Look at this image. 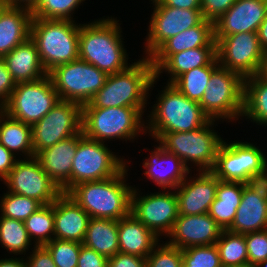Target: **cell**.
I'll return each mask as SVG.
<instances>
[{
	"label": "cell",
	"instance_id": "1",
	"mask_svg": "<svg viewBox=\"0 0 267 267\" xmlns=\"http://www.w3.org/2000/svg\"><path fill=\"white\" fill-rule=\"evenodd\" d=\"M142 58L123 71L109 74L104 86L82 108H146L149 91L157 79L150 58Z\"/></svg>",
	"mask_w": 267,
	"mask_h": 267
},
{
	"label": "cell",
	"instance_id": "2",
	"mask_svg": "<svg viewBox=\"0 0 267 267\" xmlns=\"http://www.w3.org/2000/svg\"><path fill=\"white\" fill-rule=\"evenodd\" d=\"M118 22L117 19L107 17L80 24L79 59L96 66L108 75L130 66Z\"/></svg>",
	"mask_w": 267,
	"mask_h": 267
},
{
	"label": "cell",
	"instance_id": "3",
	"mask_svg": "<svg viewBox=\"0 0 267 267\" xmlns=\"http://www.w3.org/2000/svg\"><path fill=\"white\" fill-rule=\"evenodd\" d=\"M128 166L118 175L73 186L67 194L91 218L119 220L130 213L132 186L126 183Z\"/></svg>",
	"mask_w": 267,
	"mask_h": 267
},
{
	"label": "cell",
	"instance_id": "4",
	"mask_svg": "<svg viewBox=\"0 0 267 267\" xmlns=\"http://www.w3.org/2000/svg\"><path fill=\"white\" fill-rule=\"evenodd\" d=\"M79 31L80 24L75 20L32 18L30 38L36 43L47 73L79 59Z\"/></svg>",
	"mask_w": 267,
	"mask_h": 267
},
{
	"label": "cell",
	"instance_id": "5",
	"mask_svg": "<svg viewBox=\"0 0 267 267\" xmlns=\"http://www.w3.org/2000/svg\"><path fill=\"white\" fill-rule=\"evenodd\" d=\"M216 120L210 119L203 127L186 132H148L166 152L176 155L191 171L188 164L199 171H211L223 139L212 129ZM215 131V132H214ZM159 141V142H158ZM190 161V162H189ZM188 163V164H187Z\"/></svg>",
	"mask_w": 267,
	"mask_h": 267
},
{
	"label": "cell",
	"instance_id": "6",
	"mask_svg": "<svg viewBox=\"0 0 267 267\" xmlns=\"http://www.w3.org/2000/svg\"><path fill=\"white\" fill-rule=\"evenodd\" d=\"M147 122V132H186L203 127L210 118L199 102L188 99L172 84L161 90Z\"/></svg>",
	"mask_w": 267,
	"mask_h": 267
},
{
	"label": "cell",
	"instance_id": "7",
	"mask_svg": "<svg viewBox=\"0 0 267 267\" xmlns=\"http://www.w3.org/2000/svg\"><path fill=\"white\" fill-rule=\"evenodd\" d=\"M144 108H82V132L89 139L105 143L111 139L132 140L146 132ZM144 132V133H143Z\"/></svg>",
	"mask_w": 267,
	"mask_h": 267
},
{
	"label": "cell",
	"instance_id": "8",
	"mask_svg": "<svg viewBox=\"0 0 267 267\" xmlns=\"http://www.w3.org/2000/svg\"><path fill=\"white\" fill-rule=\"evenodd\" d=\"M199 105L212 120H238L244 109V78L219 65L212 72Z\"/></svg>",
	"mask_w": 267,
	"mask_h": 267
},
{
	"label": "cell",
	"instance_id": "9",
	"mask_svg": "<svg viewBox=\"0 0 267 267\" xmlns=\"http://www.w3.org/2000/svg\"><path fill=\"white\" fill-rule=\"evenodd\" d=\"M106 144L89 139L81 131L73 157L71 188L77 184L104 180L118 175L129 161L114 155Z\"/></svg>",
	"mask_w": 267,
	"mask_h": 267
},
{
	"label": "cell",
	"instance_id": "10",
	"mask_svg": "<svg viewBox=\"0 0 267 267\" xmlns=\"http://www.w3.org/2000/svg\"><path fill=\"white\" fill-rule=\"evenodd\" d=\"M48 75L60 100L76 102L81 106L92 99L108 77L106 72L81 59L59 65Z\"/></svg>",
	"mask_w": 267,
	"mask_h": 267
},
{
	"label": "cell",
	"instance_id": "11",
	"mask_svg": "<svg viewBox=\"0 0 267 267\" xmlns=\"http://www.w3.org/2000/svg\"><path fill=\"white\" fill-rule=\"evenodd\" d=\"M60 101L49 75L33 82L16 83L2 110L11 118L32 126Z\"/></svg>",
	"mask_w": 267,
	"mask_h": 267
},
{
	"label": "cell",
	"instance_id": "12",
	"mask_svg": "<svg viewBox=\"0 0 267 267\" xmlns=\"http://www.w3.org/2000/svg\"><path fill=\"white\" fill-rule=\"evenodd\" d=\"M219 65L239 73L244 79L261 72L264 51L257 32L214 35Z\"/></svg>",
	"mask_w": 267,
	"mask_h": 267
},
{
	"label": "cell",
	"instance_id": "13",
	"mask_svg": "<svg viewBox=\"0 0 267 267\" xmlns=\"http://www.w3.org/2000/svg\"><path fill=\"white\" fill-rule=\"evenodd\" d=\"M31 127L35 156L39 151L82 131V106L76 102L60 100Z\"/></svg>",
	"mask_w": 267,
	"mask_h": 267
},
{
	"label": "cell",
	"instance_id": "14",
	"mask_svg": "<svg viewBox=\"0 0 267 267\" xmlns=\"http://www.w3.org/2000/svg\"><path fill=\"white\" fill-rule=\"evenodd\" d=\"M265 154L253 143L223 140L211 172L222 181L246 183L248 177L264 170Z\"/></svg>",
	"mask_w": 267,
	"mask_h": 267
},
{
	"label": "cell",
	"instance_id": "15",
	"mask_svg": "<svg viewBox=\"0 0 267 267\" xmlns=\"http://www.w3.org/2000/svg\"><path fill=\"white\" fill-rule=\"evenodd\" d=\"M3 181L8 192L35 199L42 205L53 203L63 193L35 157L18 159Z\"/></svg>",
	"mask_w": 267,
	"mask_h": 267
},
{
	"label": "cell",
	"instance_id": "16",
	"mask_svg": "<svg viewBox=\"0 0 267 267\" xmlns=\"http://www.w3.org/2000/svg\"><path fill=\"white\" fill-rule=\"evenodd\" d=\"M139 189L133 188L131 193L130 212L140 220L158 238L172 230L178 217V199L172 190L154 192L139 196Z\"/></svg>",
	"mask_w": 267,
	"mask_h": 267
},
{
	"label": "cell",
	"instance_id": "17",
	"mask_svg": "<svg viewBox=\"0 0 267 267\" xmlns=\"http://www.w3.org/2000/svg\"><path fill=\"white\" fill-rule=\"evenodd\" d=\"M151 1L154 10L144 45L147 58L170 37L199 25L204 20L201 9H181L164 6L159 0Z\"/></svg>",
	"mask_w": 267,
	"mask_h": 267
},
{
	"label": "cell",
	"instance_id": "18",
	"mask_svg": "<svg viewBox=\"0 0 267 267\" xmlns=\"http://www.w3.org/2000/svg\"><path fill=\"white\" fill-rule=\"evenodd\" d=\"M223 229L208 214L178 215L167 235L170 245L184 250L192 246L214 245Z\"/></svg>",
	"mask_w": 267,
	"mask_h": 267
},
{
	"label": "cell",
	"instance_id": "19",
	"mask_svg": "<svg viewBox=\"0 0 267 267\" xmlns=\"http://www.w3.org/2000/svg\"><path fill=\"white\" fill-rule=\"evenodd\" d=\"M194 178L186 179L174 190L178 199V215L208 213L216 198L219 179L211 171H198Z\"/></svg>",
	"mask_w": 267,
	"mask_h": 267
},
{
	"label": "cell",
	"instance_id": "20",
	"mask_svg": "<svg viewBox=\"0 0 267 267\" xmlns=\"http://www.w3.org/2000/svg\"><path fill=\"white\" fill-rule=\"evenodd\" d=\"M267 14V0H236L214 22V35L257 32Z\"/></svg>",
	"mask_w": 267,
	"mask_h": 267
},
{
	"label": "cell",
	"instance_id": "21",
	"mask_svg": "<svg viewBox=\"0 0 267 267\" xmlns=\"http://www.w3.org/2000/svg\"><path fill=\"white\" fill-rule=\"evenodd\" d=\"M78 144V134L39 151L34 157L62 192L71 189V169Z\"/></svg>",
	"mask_w": 267,
	"mask_h": 267
},
{
	"label": "cell",
	"instance_id": "22",
	"mask_svg": "<svg viewBox=\"0 0 267 267\" xmlns=\"http://www.w3.org/2000/svg\"><path fill=\"white\" fill-rule=\"evenodd\" d=\"M91 217L67 193L54 201V238L82 243Z\"/></svg>",
	"mask_w": 267,
	"mask_h": 267
},
{
	"label": "cell",
	"instance_id": "23",
	"mask_svg": "<svg viewBox=\"0 0 267 267\" xmlns=\"http://www.w3.org/2000/svg\"><path fill=\"white\" fill-rule=\"evenodd\" d=\"M143 168L146 169L143 174L147 179L163 190H175L190 173L181 159L166 152L160 144L154 147L149 158H145Z\"/></svg>",
	"mask_w": 267,
	"mask_h": 267
},
{
	"label": "cell",
	"instance_id": "24",
	"mask_svg": "<svg viewBox=\"0 0 267 267\" xmlns=\"http://www.w3.org/2000/svg\"><path fill=\"white\" fill-rule=\"evenodd\" d=\"M198 47H216L212 21L204 19L199 25L170 37L149 58L156 70L170 55Z\"/></svg>",
	"mask_w": 267,
	"mask_h": 267
},
{
	"label": "cell",
	"instance_id": "25",
	"mask_svg": "<svg viewBox=\"0 0 267 267\" xmlns=\"http://www.w3.org/2000/svg\"><path fill=\"white\" fill-rule=\"evenodd\" d=\"M32 11L4 6L0 11V58L31 36Z\"/></svg>",
	"mask_w": 267,
	"mask_h": 267
},
{
	"label": "cell",
	"instance_id": "26",
	"mask_svg": "<svg viewBox=\"0 0 267 267\" xmlns=\"http://www.w3.org/2000/svg\"><path fill=\"white\" fill-rule=\"evenodd\" d=\"M2 59L16 83L33 82L48 75L41 64L36 43L31 38L15 47Z\"/></svg>",
	"mask_w": 267,
	"mask_h": 267
},
{
	"label": "cell",
	"instance_id": "27",
	"mask_svg": "<svg viewBox=\"0 0 267 267\" xmlns=\"http://www.w3.org/2000/svg\"><path fill=\"white\" fill-rule=\"evenodd\" d=\"M160 239L131 212L118 220L119 251L147 258Z\"/></svg>",
	"mask_w": 267,
	"mask_h": 267
},
{
	"label": "cell",
	"instance_id": "28",
	"mask_svg": "<svg viewBox=\"0 0 267 267\" xmlns=\"http://www.w3.org/2000/svg\"><path fill=\"white\" fill-rule=\"evenodd\" d=\"M265 229H267V199H262L245 185L241 203L236 210L232 225L227 230L245 235Z\"/></svg>",
	"mask_w": 267,
	"mask_h": 267
},
{
	"label": "cell",
	"instance_id": "29",
	"mask_svg": "<svg viewBox=\"0 0 267 267\" xmlns=\"http://www.w3.org/2000/svg\"><path fill=\"white\" fill-rule=\"evenodd\" d=\"M216 47H198L170 55L156 70L158 80L165 71L170 75L167 83L172 84L180 75L196 67L208 66L215 58Z\"/></svg>",
	"mask_w": 267,
	"mask_h": 267
},
{
	"label": "cell",
	"instance_id": "30",
	"mask_svg": "<svg viewBox=\"0 0 267 267\" xmlns=\"http://www.w3.org/2000/svg\"><path fill=\"white\" fill-rule=\"evenodd\" d=\"M245 185L242 182L219 180L216 198L210 205L208 214L223 230H227L232 225Z\"/></svg>",
	"mask_w": 267,
	"mask_h": 267
},
{
	"label": "cell",
	"instance_id": "31",
	"mask_svg": "<svg viewBox=\"0 0 267 267\" xmlns=\"http://www.w3.org/2000/svg\"><path fill=\"white\" fill-rule=\"evenodd\" d=\"M82 244L110 258L119 252L118 220L91 218Z\"/></svg>",
	"mask_w": 267,
	"mask_h": 267
},
{
	"label": "cell",
	"instance_id": "32",
	"mask_svg": "<svg viewBox=\"0 0 267 267\" xmlns=\"http://www.w3.org/2000/svg\"><path fill=\"white\" fill-rule=\"evenodd\" d=\"M0 140L1 144L15 156L22 153L25 159L34 157L32 127L11 118L2 109H0Z\"/></svg>",
	"mask_w": 267,
	"mask_h": 267
},
{
	"label": "cell",
	"instance_id": "33",
	"mask_svg": "<svg viewBox=\"0 0 267 267\" xmlns=\"http://www.w3.org/2000/svg\"><path fill=\"white\" fill-rule=\"evenodd\" d=\"M243 117L267 126V78L261 73L244 79Z\"/></svg>",
	"mask_w": 267,
	"mask_h": 267
},
{
	"label": "cell",
	"instance_id": "34",
	"mask_svg": "<svg viewBox=\"0 0 267 267\" xmlns=\"http://www.w3.org/2000/svg\"><path fill=\"white\" fill-rule=\"evenodd\" d=\"M219 66L217 57L208 65L180 75L172 85L188 99L200 102L212 72Z\"/></svg>",
	"mask_w": 267,
	"mask_h": 267
},
{
	"label": "cell",
	"instance_id": "35",
	"mask_svg": "<svg viewBox=\"0 0 267 267\" xmlns=\"http://www.w3.org/2000/svg\"><path fill=\"white\" fill-rule=\"evenodd\" d=\"M215 245L223 267L249 264L245 235L223 230Z\"/></svg>",
	"mask_w": 267,
	"mask_h": 267
},
{
	"label": "cell",
	"instance_id": "36",
	"mask_svg": "<svg viewBox=\"0 0 267 267\" xmlns=\"http://www.w3.org/2000/svg\"><path fill=\"white\" fill-rule=\"evenodd\" d=\"M24 224L36 246L50 242L54 239V202L40 207L24 221Z\"/></svg>",
	"mask_w": 267,
	"mask_h": 267
},
{
	"label": "cell",
	"instance_id": "37",
	"mask_svg": "<svg viewBox=\"0 0 267 267\" xmlns=\"http://www.w3.org/2000/svg\"><path fill=\"white\" fill-rule=\"evenodd\" d=\"M31 241L24 222L0 216V243L10 254H23Z\"/></svg>",
	"mask_w": 267,
	"mask_h": 267
},
{
	"label": "cell",
	"instance_id": "38",
	"mask_svg": "<svg viewBox=\"0 0 267 267\" xmlns=\"http://www.w3.org/2000/svg\"><path fill=\"white\" fill-rule=\"evenodd\" d=\"M43 205L32 198L8 192L0 201V216L24 222Z\"/></svg>",
	"mask_w": 267,
	"mask_h": 267
},
{
	"label": "cell",
	"instance_id": "39",
	"mask_svg": "<svg viewBox=\"0 0 267 267\" xmlns=\"http://www.w3.org/2000/svg\"><path fill=\"white\" fill-rule=\"evenodd\" d=\"M85 0H39L32 10V17L73 21V11Z\"/></svg>",
	"mask_w": 267,
	"mask_h": 267
},
{
	"label": "cell",
	"instance_id": "40",
	"mask_svg": "<svg viewBox=\"0 0 267 267\" xmlns=\"http://www.w3.org/2000/svg\"><path fill=\"white\" fill-rule=\"evenodd\" d=\"M181 267H223L217 246H192L182 250Z\"/></svg>",
	"mask_w": 267,
	"mask_h": 267
},
{
	"label": "cell",
	"instance_id": "41",
	"mask_svg": "<svg viewBox=\"0 0 267 267\" xmlns=\"http://www.w3.org/2000/svg\"><path fill=\"white\" fill-rule=\"evenodd\" d=\"M82 243L52 239L43 245L50 253L56 267H77Z\"/></svg>",
	"mask_w": 267,
	"mask_h": 267
},
{
	"label": "cell",
	"instance_id": "42",
	"mask_svg": "<svg viewBox=\"0 0 267 267\" xmlns=\"http://www.w3.org/2000/svg\"><path fill=\"white\" fill-rule=\"evenodd\" d=\"M157 246V247H156ZM182 250L169 243L154 246L146 258V267H181Z\"/></svg>",
	"mask_w": 267,
	"mask_h": 267
},
{
	"label": "cell",
	"instance_id": "43",
	"mask_svg": "<svg viewBox=\"0 0 267 267\" xmlns=\"http://www.w3.org/2000/svg\"><path fill=\"white\" fill-rule=\"evenodd\" d=\"M250 265L264 267L267 264V229L245 234Z\"/></svg>",
	"mask_w": 267,
	"mask_h": 267
},
{
	"label": "cell",
	"instance_id": "44",
	"mask_svg": "<svg viewBox=\"0 0 267 267\" xmlns=\"http://www.w3.org/2000/svg\"><path fill=\"white\" fill-rule=\"evenodd\" d=\"M236 0H201V11L205 20L213 23L220 18Z\"/></svg>",
	"mask_w": 267,
	"mask_h": 267
},
{
	"label": "cell",
	"instance_id": "45",
	"mask_svg": "<svg viewBox=\"0 0 267 267\" xmlns=\"http://www.w3.org/2000/svg\"><path fill=\"white\" fill-rule=\"evenodd\" d=\"M77 267H108V258L82 244Z\"/></svg>",
	"mask_w": 267,
	"mask_h": 267
},
{
	"label": "cell",
	"instance_id": "46",
	"mask_svg": "<svg viewBox=\"0 0 267 267\" xmlns=\"http://www.w3.org/2000/svg\"><path fill=\"white\" fill-rule=\"evenodd\" d=\"M15 86L16 82L7 70L4 60L0 58V109L8 102Z\"/></svg>",
	"mask_w": 267,
	"mask_h": 267
},
{
	"label": "cell",
	"instance_id": "47",
	"mask_svg": "<svg viewBox=\"0 0 267 267\" xmlns=\"http://www.w3.org/2000/svg\"><path fill=\"white\" fill-rule=\"evenodd\" d=\"M32 254L25 261L26 267H56L49 251L42 245H33Z\"/></svg>",
	"mask_w": 267,
	"mask_h": 267
},
{
	"label": "cell",
	"instance_id": "48",
	"mask_svg": "<svg viewBox=\"0 0 267 267\" xmlns=\"http://www.w3.org/2000/svg\"><path fill=\"white\" fill-rule=\"evenodd\" d=\"M108 267H146V258L119 251L108 258Z\"/></svg>",
	"mask_w": 267,
	"mask_h": 267
},
{
	"label": "cell",
	"instance_id": "49",
	"mask_svg": "<svg viewBox=\"0 0 267 267\" xmlns=\"http://www.w3.org/2000/svg\"><path fill=\"white\" fill-rule=\"evenodd\" d=\"M245 184L262 199H267V172L265 169L262 172L250 175Z\"/></svg>",
	"mask_w": 267,
	"mask_h": 267
},
{
	"label": "cell",
	"instance_id": "50",
	"mask_svg": "<svg viewBox=\"0 0 267 267\" xmlns=\"http://www.w3.org/2000/svg\"><path fill=\"white\" fill-rule=\"evenodd\" d=\"M16 156L0 143V179L4 180L14 167Z\"/></svg>",
	"mask_w": 267,
	"mask_h": 267
},
{
	"label": "cell",
	"instance_id": "51",
	"mask_svg": "<svg viewBox=\"0 0 267 267\" xmlns=\"http://www.w3.org/2000/svg\"><path fill=\"white\" fill-rule=\"evenodd\" d=\"M164 6L181 9H201V0H159Z\"/></svg>",
	"mask_w": 267,
	"mask_h": 267
},
{
	"label": "cell",
	"instance_id": "52",
	"mask_svg": "<svg viewBox=\"0 0 267 267\" xmlns=\"http://www.w3.org/2000/svg\"><path fill=\"white\" fill-rule=\"evenodd\" d=\"M39 0H3L5 6L21 7L32 11Z\"/></svg>",
	"mask_w": 267,
	"mask_h": 267
},
{
	"label": "cell",
	"instance_id": "53",
	"mask_svg": "<svg viewBox=\"0 0 267 267\" xmlns=\"http://www.w3.org/2000/svg\"><path fill=\"white\" fill-rule=\"evenodd\" d=\"M259 44L264 52H267V14L257 30Z\"/></svg>",
	"mask_w": 267,
	"mask_h": 267
},
{
	"label": "cell",
	"instance_id": "54",
	"mask_svg": "<svg viewBox=\"0 0 267 267\" xmlns=\"http://www.w3.org/2000/svg\"><path fill=\"white\" fill-rule=\"evenodd\" d=\"M0 267H26V265L23 258H2L0 260Z\"/></svg>",
	"mask_w": 267,
	"mask_h": 267
},
{
	"label": "cell",
	"instance_id": "55",
	"mask_svg": "<svg viewBox=\"0 0 267 267\" xmlns=\"http://www.w3.org/2000/svg\"><path fill=\"white\" fill-rule=\"evenodd\" d=\"M260 73L267 78V52L264 53L263 66Z\"/></svg>",
	"mask_w": 267,
	"mask_h": 267
},
{
	"label": "cell",
	"instance_id": "56",
	"mask_svg": "<svg viewBox=\"0 0 267 267\" xmlns=\"http://www.w3.org/2000/svg\"><path fill=\"white\" fill-rule=\"evenodd\" d=\"M4 6H5V4H4L3 0H0V11Z\"/></svg>",
	"mask_w": 267,
	"mask_h": 267
},
{
	"label": "cell",
	"instance_id": "57",
	"mask_svg": "<svg viewBox=\"0 0 267 267\" xmlns=\"http://www.w3.org/2000/svg\"><path fill=\"white\" fill-rule=\"evenodd\" d=\"M267 156L265 155V165H264V169H265V171L267 172V158H266Z\"/></svg>",
	"mask_w": 267,
	"mask_h": 267
},
{
	"label": "cell",
	"instance_id": "58",
	"mask_svg": "<svg viewBox=\"0 0 267 267\" xmlns=\"http://www.w3.org/2000/svg\"><path fill=\"white\" fill-rule=\"evenodd\" d=\"M234 267H256V266H253V265L247 264V265H243V266H234Z\"/></svg>",
	"mask_w": 267,
	"mask_h": 267
}]
</instances>
